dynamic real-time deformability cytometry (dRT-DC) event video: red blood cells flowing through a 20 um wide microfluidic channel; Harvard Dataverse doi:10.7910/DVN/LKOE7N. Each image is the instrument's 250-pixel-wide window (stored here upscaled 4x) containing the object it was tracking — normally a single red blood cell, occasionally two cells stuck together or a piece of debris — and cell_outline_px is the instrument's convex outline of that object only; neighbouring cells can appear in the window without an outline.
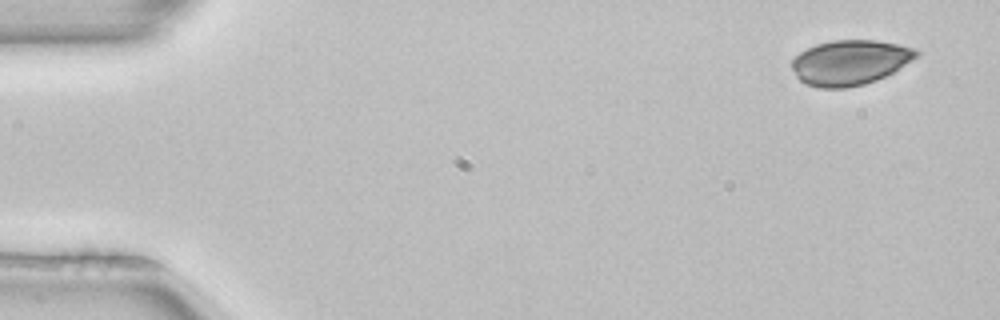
{"species": "common noctule bat (a hibernating species)", "species_latin": "Nyctalus noctula", "temperature_condition": "room temperature", "stored_images_in_passage": 5, "camera_frame_rate_fps": 3000, "um_per_image_px": 0.085, "animal": {"sex": "female", "body_mass_g": 22.7, "forearm_length_mm": 54.2}, "frame": {"image": 1, "passage_image": 1, "time_ms": 0.0, "image_size_px": [1000, 320], "cell_outline_px": [[920, 56], [892, 72], [876, 80], [864, 84], [844, 88], [820, 88], [804, 84], [796, 76], [792, 68], [792, 60], [800, 52], [816, 44], [832, 40], [876, 40], [900, 44], [916, 48], [920, 52]], "centroid_in_image_um": [72.27, 5.3], "position_along_channel_um": 12.7, "area_um2": 32.77}}
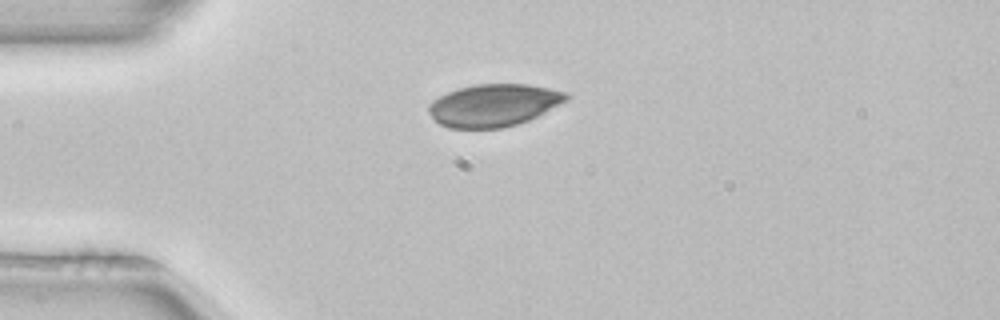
{"frame": {"image": 2, "passage_image": 4, "time_ms": 1.0, "image_size_px": [1000, 320], "cell_outline_px": [[572, 96], [568, 100], [528, 120], [516, 124], [500, 128], [448, 128], [440, 124], [428, 112], [428, 104], [432, 100], [456, 88], [476, 84], [528, 84], [568, 92]], "centroid_in_image_um": [41.96, 8.93], "position_along_channel_um": 43.0, "area_um2": 33.99}}